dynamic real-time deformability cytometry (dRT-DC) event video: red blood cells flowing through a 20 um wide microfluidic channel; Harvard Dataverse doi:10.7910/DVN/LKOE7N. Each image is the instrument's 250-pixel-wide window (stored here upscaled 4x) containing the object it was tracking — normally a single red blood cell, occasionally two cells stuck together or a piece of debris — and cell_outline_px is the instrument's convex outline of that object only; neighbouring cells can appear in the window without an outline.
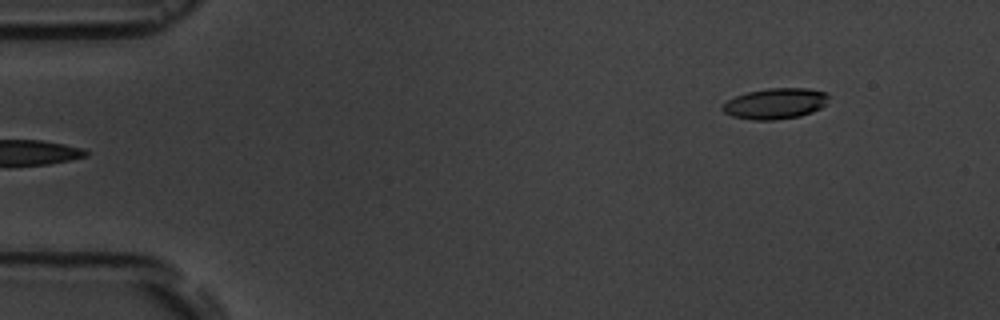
{"species": "common noctule bat (a hibernating species)", "species_latin": "Nyctalus noctula", "temperature_condition": "room temperature", "stored_images_in_passage": 6, "segment_of_instrument_passage": [2, 2], "camera_frame_rate_fps": 3000, "um_per_image_px": 0.085, "animal": {"sex": "male", "body_mass_g": 19.5, "forearm_length_mm": 54.6}, "frame": {"image": 1, "passage_image": 6, "time_ms": 5.667, "image_size_px": [1000, 320], "cell_outline_px": [[828, 96], [824, 104], [820, 108], [812, 112], [800, 116], [776, 120], [752, 120], [732, 116], [724, 112], [720, 108], [728, 100], [736, 96], [748, 92], [768, 88], [808, 88], [824, 92]], "centroid_in_image_um": [65.87, 8.81], "position_along_channel_um": 19.1, "area_um2": 18.9}}